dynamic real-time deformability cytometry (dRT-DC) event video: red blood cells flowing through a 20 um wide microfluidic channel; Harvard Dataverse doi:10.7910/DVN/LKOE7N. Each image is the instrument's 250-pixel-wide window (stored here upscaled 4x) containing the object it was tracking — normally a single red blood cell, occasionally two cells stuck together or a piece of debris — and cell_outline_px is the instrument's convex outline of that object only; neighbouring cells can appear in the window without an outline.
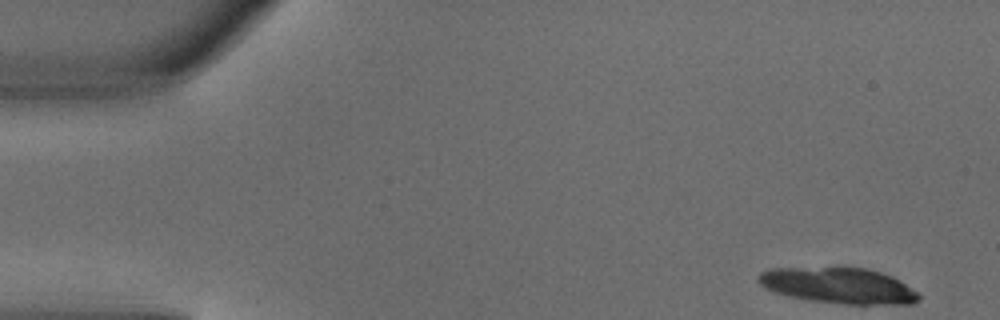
{"species": "common noctule bat (a hibernating species)", "species_latin": "Nyctalus noctula", "temperature_condition": "warm", "stored_images_in_passage": 4, "camera_frame_rate_fps": 3000, "um_per_image_px": 0.085, "animal": {"sex": "male", "body_mass_g": 18.8}, "frame": {"image": 1, "passage_image": 1, "time_ms": 0.0, "image_size_px": [1000, 320], "cell_outline_px": [[920, 300], [912, 304], [844, 304], [812, 300], [792, 296], [776, 292], [760, 284], [756, 280], [760, 272], [772, 268], [840, 264], [868, 268], [892, 276], [900, 280], [920, 292]], "centroid_in_image_um": [71.32, 24.21], "position_along_channel_um": 13.7, "area_um2": 34.68}}